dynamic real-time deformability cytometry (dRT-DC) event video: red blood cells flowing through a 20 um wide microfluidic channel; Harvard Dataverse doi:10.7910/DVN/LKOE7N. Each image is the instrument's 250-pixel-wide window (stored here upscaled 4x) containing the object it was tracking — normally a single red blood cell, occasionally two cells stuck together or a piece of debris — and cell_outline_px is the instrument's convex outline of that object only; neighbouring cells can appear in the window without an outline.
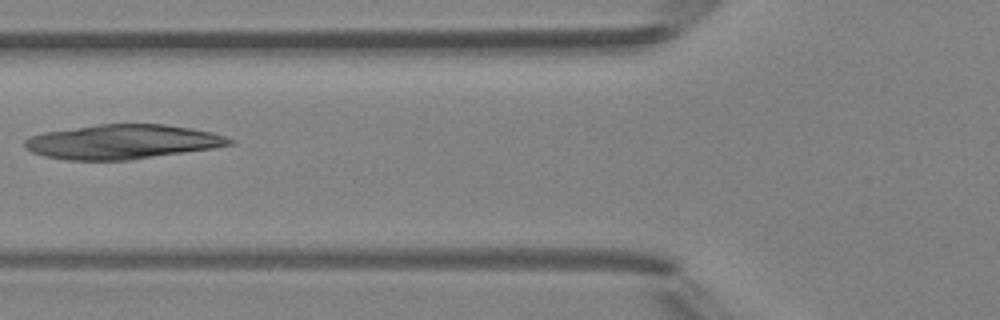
{"species": "Egyptian fruit bat (a non-hibernating species)", "species_latin": "Rousettus aegyptiacus", "temperature_condition": "room temperature", "stored_images_in_passage": 3, "camera_frame_rate_fps": 3000, "um_per_image_px": 0.085, "animal": {"sex": "female"}, "frame": {"image": 1, "passage_image": 3, "time_ms": 2.333, "image_size_px": [1000, 320], "cell_outline_px": [[236, 140], [232, 144], [212, 148], [128, 160], [68, 160], [44, 156], [32, 152], [24, 148], [24, 140], [32, 136], [44, 132], [100, 124], [164, 124], [192, 128], [212, 132]], "centroid_in_image_um": [10.4, 12.05], "position_along_channel_um": 115.4, "area_um2": 40.86}}